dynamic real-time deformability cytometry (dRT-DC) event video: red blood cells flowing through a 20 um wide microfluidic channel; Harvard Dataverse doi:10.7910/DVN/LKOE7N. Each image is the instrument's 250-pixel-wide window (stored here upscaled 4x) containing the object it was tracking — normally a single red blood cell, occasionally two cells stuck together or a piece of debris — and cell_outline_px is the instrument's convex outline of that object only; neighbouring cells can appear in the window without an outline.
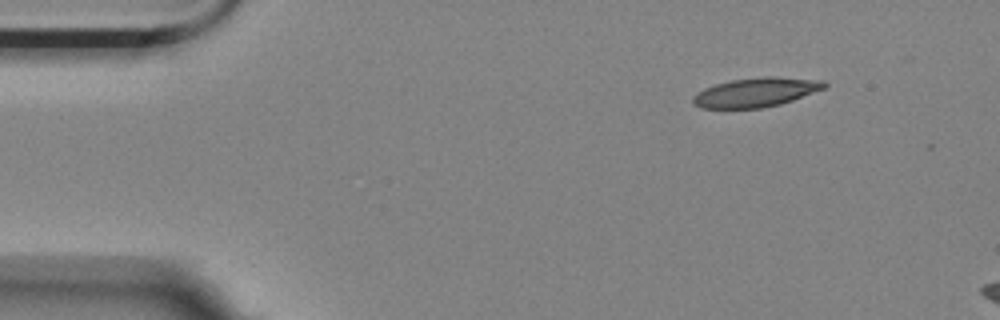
{"species": "Egyptian fruit bat (a non-hibernating species)", "species_latin": "Rousettus aegyptiacus", "temperature_condition": "room temperature", "stored_images_in_passage": 8, "camera_frame_rate_fps": 3000, "um_per_image_px": 0.085, "animal": {"sex": "female"}, "frame": {"image": 1, "passage_image": 1, "time_ms": 0.0, "image_size_px": [1000, 320], "cell_outline_px": [[828, 84], [824, 88], [792, 100], [780, 104], [760, 108], [700, 108], [692, 104], [692, 96], [696, 92], [704, 88], [716, 84], [732, 80], [768, 76], [772, 76], [824, 80]], "centroid_in_image_um": [64.22, 7.85], "position_along_channel_um": 20.8, "area_um2": 22.31}}